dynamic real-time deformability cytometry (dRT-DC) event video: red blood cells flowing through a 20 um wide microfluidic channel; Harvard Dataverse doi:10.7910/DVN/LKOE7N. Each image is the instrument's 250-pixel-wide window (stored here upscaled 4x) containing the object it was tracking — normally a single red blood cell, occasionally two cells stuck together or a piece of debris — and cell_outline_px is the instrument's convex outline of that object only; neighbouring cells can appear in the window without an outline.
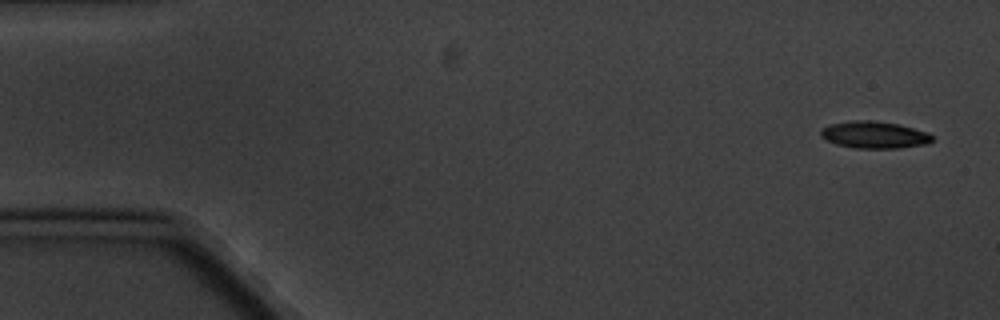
{"species": "common noctule bat (a hibernating species)", "species_latin": "Nyctalus noctula", "temperature_condition": "cold", "stored_images_in_passage": 7, "camera_frame_rate_fps": 3000, "um_per_image_px": 0.085, "animal": {"sex": "male", "body_mass_g": 20.1, "forearm_length_mm": 53.5}, "frame": {"image": 1, "passage_image": 1, "time_ms": 0.0, "image_size_px": [1000, 320], "cell_outline_px": [[936, 136], [928, 144], [900, 148], [856, 148], [836, 144], [820, 136], [820, 128], [828, 124], [852, 120], [872, 120], [896, 124], [928, 132]], "centroid_in_image_um": [74.31, 11.46], "position_along_channel_um": 10.7, "area_um2": 17.69}}
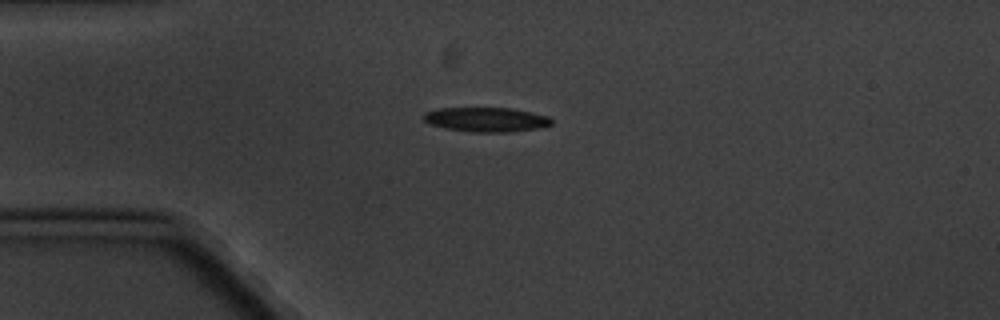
{"frame": {"image": 2, "passage_image": 4, "time_ms": 4.0, "image_size_px": [1000, 320], "cell_outline_px": [[552, 124], [540, 128], [512, 132], [472, 132], [444, 128], [432, 124], [424, 120], [420, 116], [424, 112], [440, 108], [512, 108], [532, 112], [548, 116], [552, 120]], "centroid_in_image_um": [41.33, 10.16], "position_along_channel_um": 43.7, "area_um2": 18.38}}